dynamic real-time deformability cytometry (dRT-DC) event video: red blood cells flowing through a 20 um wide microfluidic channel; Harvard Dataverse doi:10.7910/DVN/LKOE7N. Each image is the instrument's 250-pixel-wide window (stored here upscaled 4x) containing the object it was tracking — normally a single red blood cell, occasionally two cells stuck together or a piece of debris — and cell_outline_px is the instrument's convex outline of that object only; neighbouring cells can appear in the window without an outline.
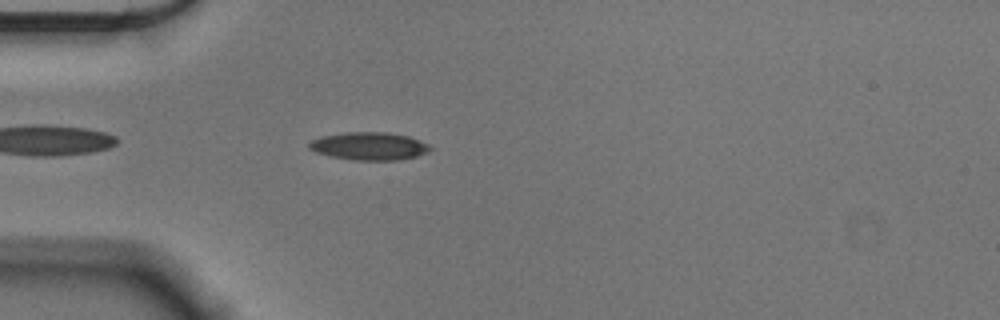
{"species": "Egyptian fruit bat (a non-hibernating species)", "species_latin": "Rousettus aegyptiacus", "temperature_condition": "cold", "stored_images_in_passage": 43, "camera_frame_rate_fps": 3000, "um_per_image_px": 0.085, "animal": {"sex": "male"}, "frame": {"image": 1, "passage_image": 4, "time_ms": 1.0, "image_size_px": [1000, 320], "cell_outline_px": [[432, 148], [428, 152], [416, 156], [400, 160], [356, 160], [332, 156], [316, 152], [308, 148], [308, 144], [312, 140], [320, 136], [344, 132], [388, 132], [408, 136], [428, 144]], "centroid_in_image_um": [31.37, 12.41], "position_along_channel_um": 53.6, "area_um2": 19.59}}
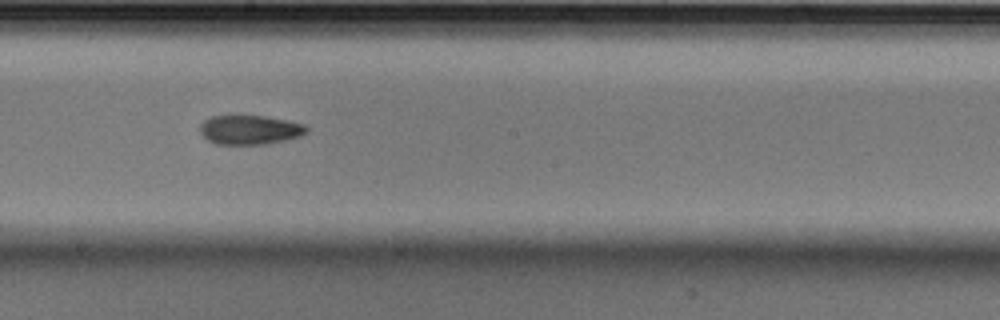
{"frame": {"image": 2, "passage_image": 19, "time_ms": 6.0, "image_size_px": [1000, 320], "cell_outline_px": [[308, 132], [300, 136], [268, 144], [216, 144], [208, 140], [200, 132], [200, 124], [204, 120], [212, 116], [228, 112], [232, 112], [264, 116], [288, 120], [304, 124], [308, 128]], "centroid_in_image_um": [21.2, 10.98], "position_along_channel_um": 227.0, "area_um2": 18.96}}
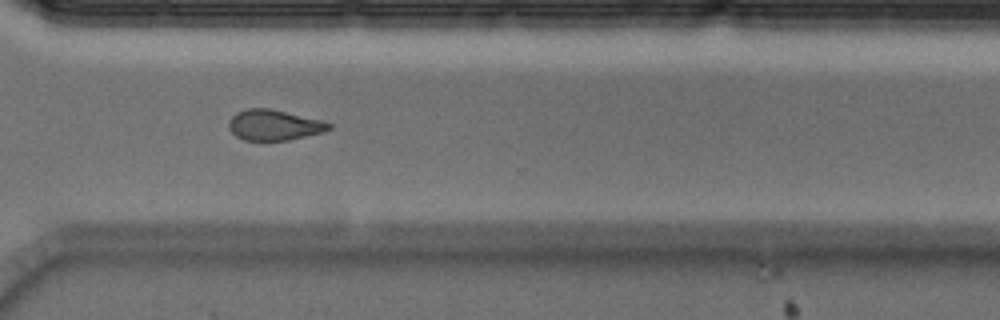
{"frame": {"image": 3, "passage_image": 29, "time_ms": 9.333, "image_size_px": [1000, 320], "cell_outline_px": [[332, 128], [324, 132], [288, 140], [244, 140], [236, 136], [228, 128], [228, 120], [236, 112], [248, 108], [268, 108], [320, 120], [332, 124]], "centroid_in_image_um": [23.26, 10.63], "position_along_channel_um": 347.3, "area_um2": 17.74}, "authors_computed_cell_mechanics": {"area_um2": 18.4382, "velocity_mm_per_s": 3.6121, "shape_relaxation_time_tau1_ms": 4.4455, "shape_relaxation_time_tau2_ms": 2.7602, "deformation_change_tau1": 0.126, "deformation_change_tau2": 0.0993}}